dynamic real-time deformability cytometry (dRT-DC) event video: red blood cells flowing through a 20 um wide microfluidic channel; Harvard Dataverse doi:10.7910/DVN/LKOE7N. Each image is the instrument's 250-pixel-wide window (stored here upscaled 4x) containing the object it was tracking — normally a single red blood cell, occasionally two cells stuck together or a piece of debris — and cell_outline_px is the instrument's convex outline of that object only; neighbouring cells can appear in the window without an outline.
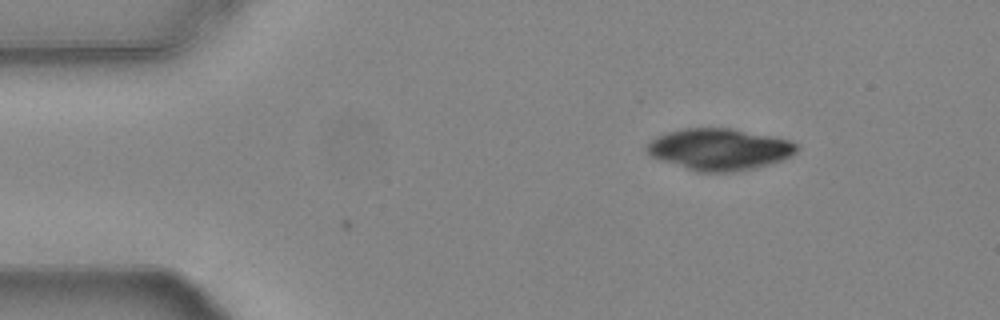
{"species": "common noctule bat (a hibernating species)", "species_latin": "Nyctalus noctula", "temperature_condition": "warm", "stored_images_in_passage": 8, "camera_frame_rate_fps": 3000, "um_per_image_px": 0.085, "animal": {"sex": "female", "body_mass_g": 24.6, "forearm_length_mm": 56.2}, "frame": {"image": 1, "passage_image": 8, "time_ms": 2.333, "image_size_px": [1000, 320], "cell_outline_px": [[800, 148], [792, 156], [756, 168], [732, 172], [700, 172], [660, 160], [652, 156], [644, 148], [656, 136], [668, 132], [684, 128], [728, 128], [788, 140], [796, 144]], "centroid_in_image_um": [61.13, 12.7], "position_along_channel_um": 23.9, "area_um2": 35.89}}